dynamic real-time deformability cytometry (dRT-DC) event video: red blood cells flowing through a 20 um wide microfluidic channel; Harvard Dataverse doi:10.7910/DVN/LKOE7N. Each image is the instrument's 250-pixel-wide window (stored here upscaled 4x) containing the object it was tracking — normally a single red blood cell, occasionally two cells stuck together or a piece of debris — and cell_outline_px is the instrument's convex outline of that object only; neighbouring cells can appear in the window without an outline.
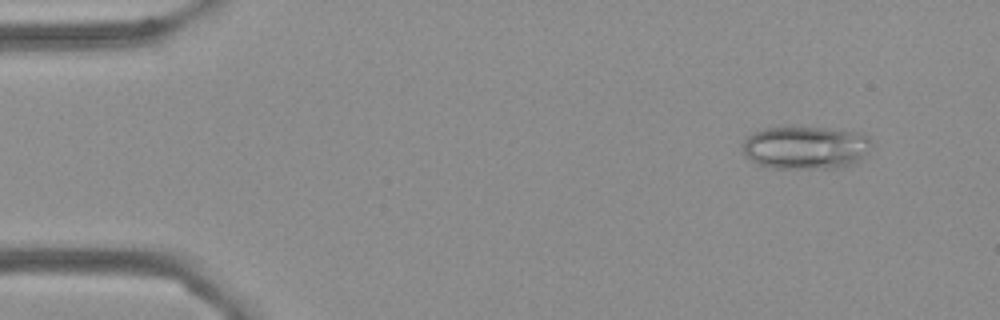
{"species": "Egyptian fruit bat (a non-hibernating species)", "species_latin": "Rousettus aegyptiacus", "temperature_condition": "cold", "stored_images_in_passage": 6, "camera_frame_rate_fps": 3000, "um_per_image_px": 0.085, "frame": {"image": 1, "passage_image": 2, "time_ms": 0.333, "image_size_px": [1000, 320], "cell_outline_px": [[872, 144], [868, 152], [860, 160], [852, 164], [832, 168], [772, 168], [756, 164], [744, 156], [744, 140], [752, 132], [764, 128], [780, 124], [824, 128], [860, 132], [868, 136], [872, 140]], "centroid_in_image_um": [68.45, 12.5], "position_along_channel_um": 16.5, "area_um2": 33.23}}